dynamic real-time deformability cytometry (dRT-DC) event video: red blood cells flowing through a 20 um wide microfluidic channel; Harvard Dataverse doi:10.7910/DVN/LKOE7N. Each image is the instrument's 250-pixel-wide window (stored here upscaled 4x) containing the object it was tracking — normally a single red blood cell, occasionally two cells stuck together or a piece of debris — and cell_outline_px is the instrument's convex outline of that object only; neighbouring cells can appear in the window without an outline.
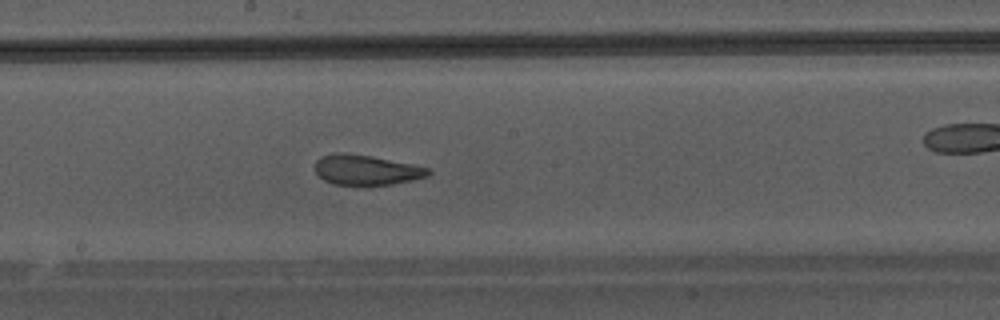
{"species": "Egyptian fruit bat (a non-hibernating species)", "species_latin": "Rousettus aegyptiacus", "temperature_condition": "warm", "stored_images_in_passage": 49, "camera_frame_rate_fps": 3000, "um_per_image_px": 0.085, "animal": {"sex": "male"}, "frame": {"image": 1, "passage_image": 28, "time_ms": 9.0, "image_size_px": [1000, 320], "cell_outline_px": [[432, 172], [428, 176], [412, 180], [392, 184], [364, 188], [332, 184], [324, 180], [316, 172], [316, 160], [320, 156], [336, 152], [344, 152], [368, 156], [412, 164], [428, 168]], "centroid_in_image_um": [31.1, 14.49], "position_along_channel_um": 217.1, "area_um2": 20.4}}